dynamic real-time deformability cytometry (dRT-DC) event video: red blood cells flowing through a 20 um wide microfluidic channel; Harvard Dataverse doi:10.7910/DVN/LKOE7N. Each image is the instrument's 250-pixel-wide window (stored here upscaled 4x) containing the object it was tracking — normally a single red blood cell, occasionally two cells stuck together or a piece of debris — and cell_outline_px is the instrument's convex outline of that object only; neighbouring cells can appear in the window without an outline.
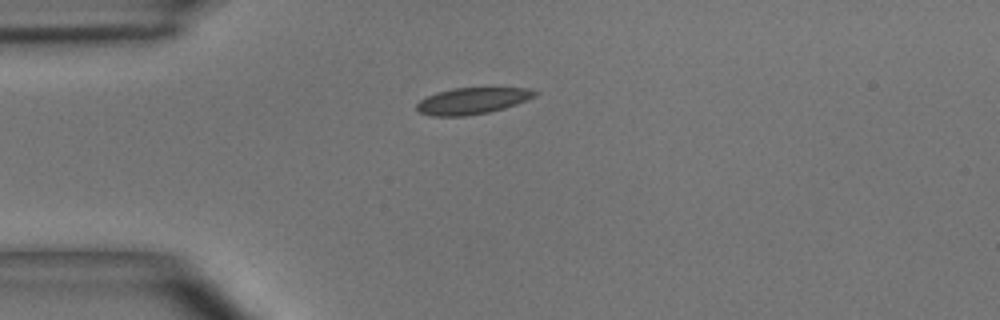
{"species": "common noctule bat (a hibernating species)", "species_latin": "Nyctalus noctula", "temperature_condition": "room temperature", "stored_images_in_passage": 4, "camera_frame_rate_fps": 3000, "um_per_image_px": 0.085, "animal": {"sex": "male", "body_mass_g": 15.6}, "frame": {"image": 1, "passage_image": 1, "time_ms": 0.0, "image_size_px": [1000, 320], "cell_outline_px": [[540, 92], [536, 96], [516, 104], [504, 108], [488, 112], [464, 116], [432, 116], [420, 112], [416, 108], [416, 104], [420, 100], [436, 92], [452, 88], [528, 88]], "centroid_in_image_um": [40.15, 8.57], "position_along_channel_um": 44.9, "area_um2": 18.15}}